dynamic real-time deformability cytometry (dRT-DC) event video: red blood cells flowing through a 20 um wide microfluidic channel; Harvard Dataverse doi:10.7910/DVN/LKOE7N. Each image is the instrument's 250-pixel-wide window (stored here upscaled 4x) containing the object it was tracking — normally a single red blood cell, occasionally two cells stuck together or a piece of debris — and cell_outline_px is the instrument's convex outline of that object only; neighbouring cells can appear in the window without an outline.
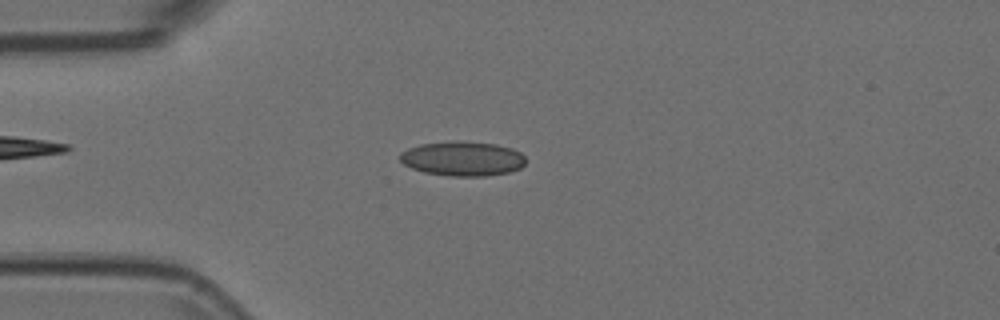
{"species": "Egyptian fruit bat (a non-hibernating species)", "species_latin": "Rousettus aegyptiacus", "temperature_condition": "room temperature", "stored_images_in_passage": 53, "camera_frame_rate_fps": 3000, "um_per_image_px": 0.085, "animal": {"sex": "female"}, "frame": {"image": 1, "passage_image": 13, "time_ms": 4.0, "image_size_px": [1000, 320], "cell_outline_px": [[524, 164], [520, 168], [508, 172], [488, 176], [448, 176], [424, 172], [412, 168], [404, 164], [400, 160], [400, 152], [408, 148], [420, 144], [452, 140], [460, 140], [496, 144], [512, 148], [520, 152], [524, 156]], "centroid_in_image_um": [39.3, 13.47], "position_along_channel_um": 45.7, "area_um2": 25.55}}
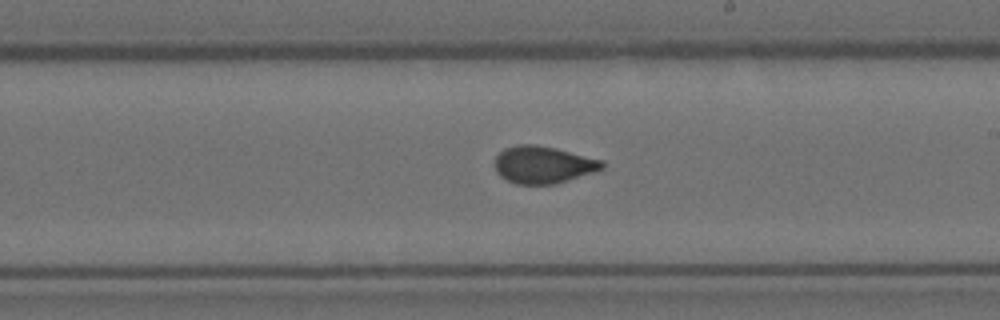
{"frame": {"image": 2, "passage_image": 30, "time_ms": 9.667, "image_size_px": [1000, 320], "cell_outline_px": [[604, 168], [556, 184], [516, 184], [500, 176], [496, 172], [496, 156], [504, 148], [516, 144], [536, 144], [556, 148], [604, 160]], "centroid_in_image_um": [46.17, 13.99], "position_along_channel_um": 242.8, "area_um2": 23.29}}
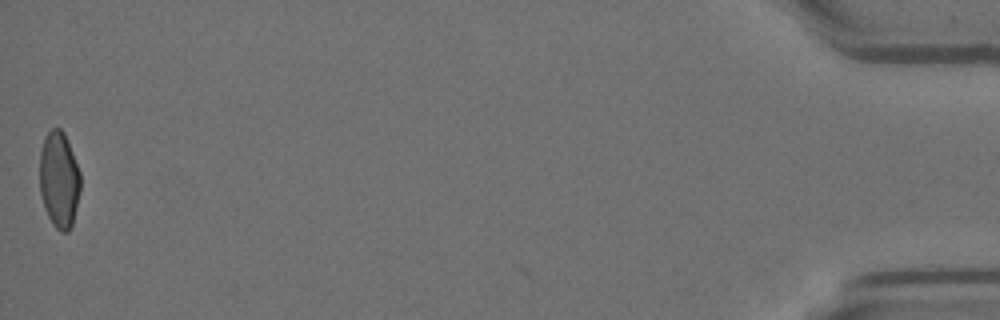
{"frame": {"image": 3, "passage_image": 53, "time_ms": 17.333, "image_size_px": [1000, 320], "cell_outline_px": [[80, 192], [72, 224], [68, 232], [60, 232], [52, 224], [44, 208], [40, 192], [40, 152], [44, 140], [48, 132], [52, 128], [60, 128], [64, 132], [80, 172]], "centroid_in_image_um": [5.02, 15.3], "position_along_channel_um": 430.2, "area_um2": 22.83}}